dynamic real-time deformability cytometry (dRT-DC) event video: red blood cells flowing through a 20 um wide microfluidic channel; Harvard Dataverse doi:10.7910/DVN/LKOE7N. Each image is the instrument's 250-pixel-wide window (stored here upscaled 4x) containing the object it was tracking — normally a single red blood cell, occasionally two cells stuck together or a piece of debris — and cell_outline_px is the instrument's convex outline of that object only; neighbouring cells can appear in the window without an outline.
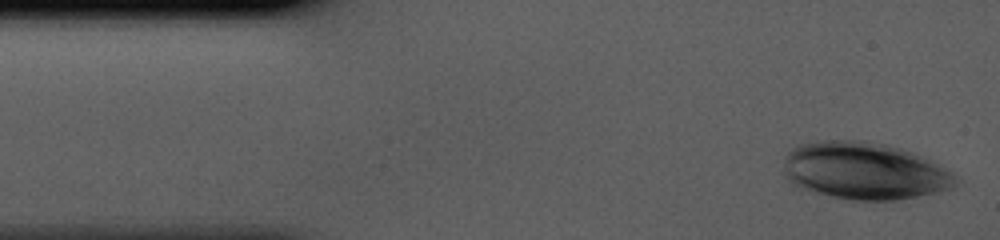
{"species": "human", "species_latin": "Homo sapiens", "temperature_condition": "cold", "stored_images_in_passage": 36, "camera_frame_rate_fps": 3000, "um_per_image_px": 0.085, "donor": {"sex": "male"}, "frame": {"image": 1, "passage_image": 1, "time_ms": 0.0, "image_size_px": [1000, 240], "cell_outline_px": [[960, 180], [952, 188], [936, 192], [896, 200], [848, 200], [796, 188], [784, 176], [784, 156], [792, 148], [800, 144], [816, 140], [868, 140], [900, 148], [928, 160], [952, 172]], "centroid_in_image_um": [73.4, 14.52], "position_along_channel_um": 11.6, "area_um2": 57.63}}
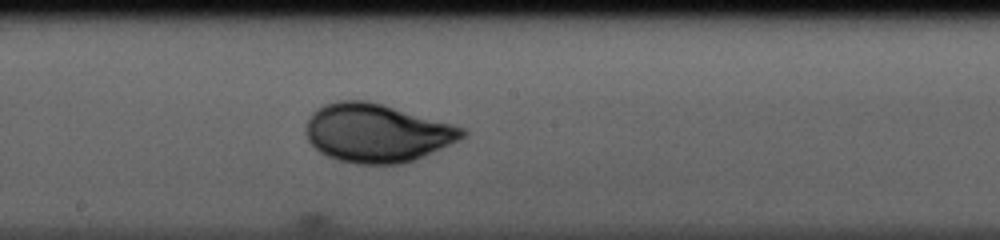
{"frame": {"image": 2, "passage_image": 21, "time_ms": 6.667, "image_size_px": [1000, 240], "cell_outline_px": [[468, 136], [460, 140], [424, 156], [400, 164], [356, 164], [340, 160], [328, 156], [320, 152], [308, 140], [304, 132], [308, 120], [312, 112], [324, 104], [340, 100], [368, 100], [468, 128]], "centroid_in_image_um": [32.07, 11.29], "position_along_channel_um": 216.1, "area_um2": 53.52}}
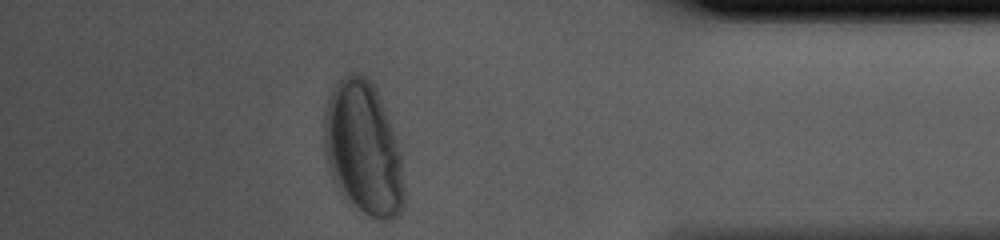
{"frame": {"image": 3, "passage_image": 36, "time_ms": 11.667, "image_size_px": [1000, 240], "cell_outline_px": [[404, 204], [400, 212], [392, 220], [380, 220], [368, 216], [352, 208], [340, 196], [332, 180], [328, 168], [324, 152], [324, 104], [336, 80], [340, 76], [348, 72], [360, 72], [368, 76], [376, 88], [400, 144], [404, 188]], "centroid_in_image_um": [30.85, 12.61], "position_along_channel_um": 404.3, "area_um2": 64.33}}